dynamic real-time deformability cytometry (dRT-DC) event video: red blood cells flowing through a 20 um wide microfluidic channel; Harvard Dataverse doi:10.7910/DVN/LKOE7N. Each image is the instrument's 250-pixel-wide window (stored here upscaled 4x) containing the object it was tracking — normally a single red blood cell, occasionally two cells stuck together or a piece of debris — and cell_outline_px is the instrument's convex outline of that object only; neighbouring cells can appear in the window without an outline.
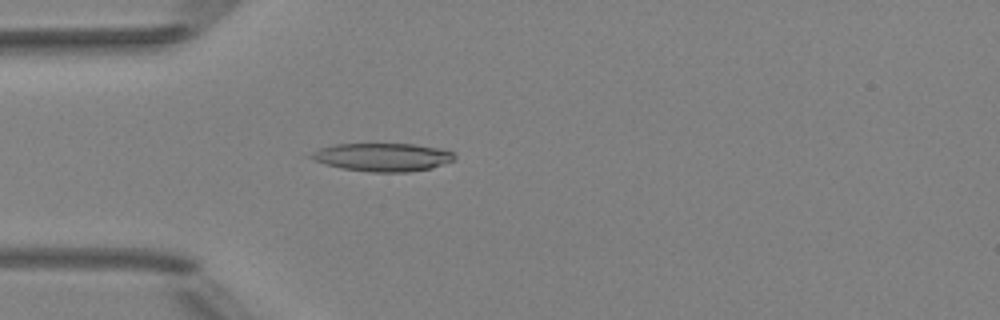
{"species": "Egyptian fruit bat (a non-hibernating species)", "species_latin": "Rousettus aegyptiacus", "temperature_condition": "room temperature", "stored_images_in_passage": 2, "camera_frame_rate_fps": 3000, "um_per_image_px": 0.085, "animal": {"sex": "female"}, "frame": {"image": 1, "passage_image": 2, "time_ms": 1.333, "image_size_px": [1000, 320], "cell_outline_px": [[456, 160], [432, 168], [408, 172], [372, 172], [344, 168], [312, 160], [308, 156], [312, 152], [320, 148], [336, 144], [416, 144], [440, 148], [452, 152], [456, 156]], "centroid_in_image_um": [32.57, 13.35], "position_along_channel_um": 52.4, "area_um2": 23.52}}